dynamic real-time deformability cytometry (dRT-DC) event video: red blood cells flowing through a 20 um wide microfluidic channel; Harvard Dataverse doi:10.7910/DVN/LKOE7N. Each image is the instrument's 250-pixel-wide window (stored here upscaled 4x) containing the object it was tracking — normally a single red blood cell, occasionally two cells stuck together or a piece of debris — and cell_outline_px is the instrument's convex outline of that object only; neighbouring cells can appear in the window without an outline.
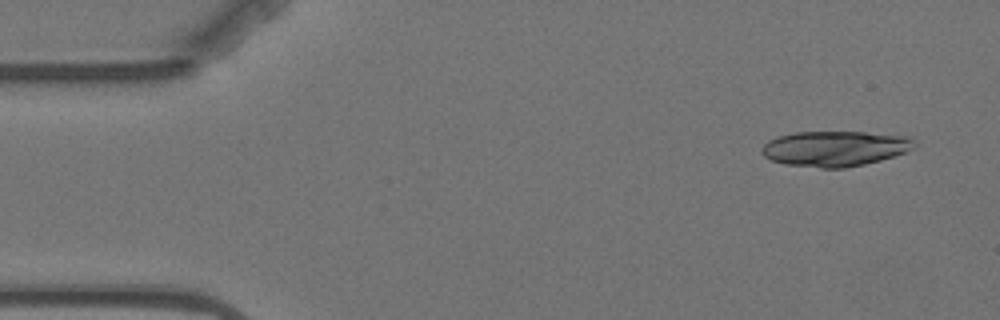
{"species": "Egyptian fruit bat (a non-hibernating species)", "species_latin": "Rousettus aegyptiacus", "temperature_condition": "warm", "stored_images_in_passage": 3, "camera_frame_rate_fps": 3000, "um_per_image_px": 0.085, "animal": {"sex": "female"}, "frame": {"image": 1, "passage_image": 1, "time_ms": 0.0, "image_size_px": [1000, 320], "cell_outline_px": [[916, 144], [912, 148], [904, 152], [880, 160], [864, 164], [844, 168], [820, 168], [784, 164], [772, 160], [764, 156], [760, 152], [764, 144], [768, 140], [780, 136], [796, 132], [864, 132], [908, 136]], "centroid_in_image_um": [70.93, 12.63], "position_along_channel_um": 14.1, "area_um2": 31.21}}